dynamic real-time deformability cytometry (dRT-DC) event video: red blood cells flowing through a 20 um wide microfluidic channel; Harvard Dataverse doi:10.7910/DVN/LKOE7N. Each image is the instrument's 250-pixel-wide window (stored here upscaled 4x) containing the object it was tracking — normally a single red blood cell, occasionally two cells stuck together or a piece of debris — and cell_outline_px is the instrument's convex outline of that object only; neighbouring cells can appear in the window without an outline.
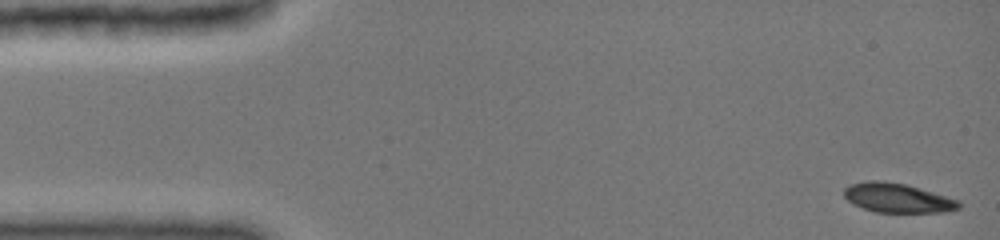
{"species": "common noctule bat (a hibernating species)", "species_latin": "Nyctalus noctula", "temperature_condition": "cold", "stored_images_in_passage": 26, "camera_frame_rate_fps": 3000, "um_per_image_px": 0.085, "animal": {"sex": "female", "body_mass_g": 19.0, "forearm_length_mm": 51.5}, "frame": {"image": 1, "passage_image": 1, "time_ms": 0.0, "image_size_px": [1000, 240], "cell_outline_px": [[960, 208], [944, 212], [876, 212], [864, 208], [848, 200], [844, 196], [844, 188], [848, 184], [868, 180], [880, 180], [904, 184], [920, 188], [960, 200]], "centroid_in_image_um": [76.29, 16.81], "position_along_channel_um": 8.7, "area_um2": 19.54}}
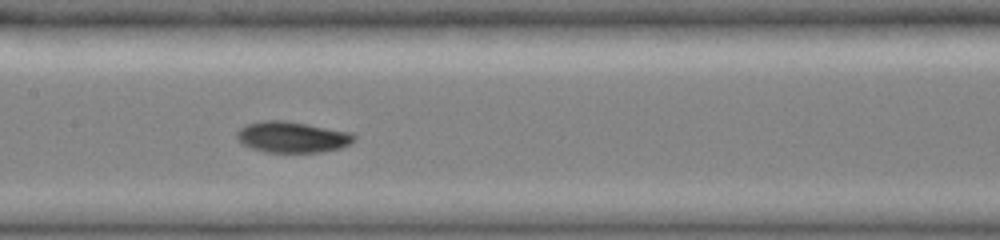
{"frame": {"image": 2, "passage_image": 15, "time_ms": 7.333, "image_size_px": [1000, 240], "cell_outline_px": [[356, 140], [340, 148], [324, 152], [264, 152], [252, 148], [244, 144], [236, 136], [236, 132], [240, 128], [248, 124], [264, 120], [284, 120], [352, 132], [356, 136]], "centroid_in_image_um": [24.87, 11.65], "position_along_channel_um": 182.5, "area_um2": 21.15}}
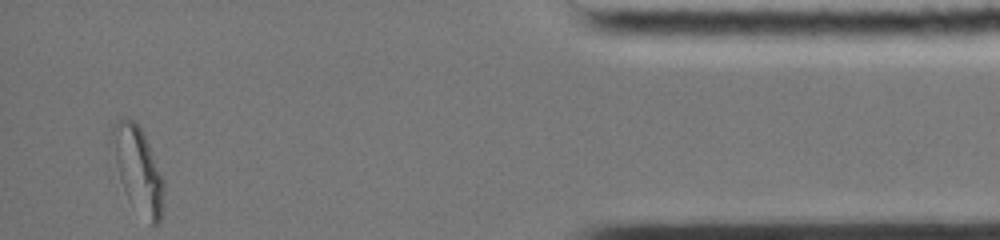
{"frame": {"image": 3, "passage_image": 26, "time_ms": 14.667, "image_size_px": [1000, 240], "cell_outline_px": [[164, 188], [160, 224], [152, 224], [128, 196], [120, 180], [116, 160], [112, 132], [112, 124], [120, 116], [132, 120], [140, 128], [148, 144], [164, 180]], "centroid_in_image_um": [11.75, 14.36], "position_along_channel_um": 423.4, "area_um2": 24.39}, "authors_computed_cell_mechanics": {"area_um2": 20.8658, "velocity_mm_per_s": 3.9686, "shape_relaxation_time_tau1_ms": 4.0426, "shape_relaxation_time_tau2_ms": null, "deformation_change_tau1": 0.1553, "deformation_change_tau2": null}}